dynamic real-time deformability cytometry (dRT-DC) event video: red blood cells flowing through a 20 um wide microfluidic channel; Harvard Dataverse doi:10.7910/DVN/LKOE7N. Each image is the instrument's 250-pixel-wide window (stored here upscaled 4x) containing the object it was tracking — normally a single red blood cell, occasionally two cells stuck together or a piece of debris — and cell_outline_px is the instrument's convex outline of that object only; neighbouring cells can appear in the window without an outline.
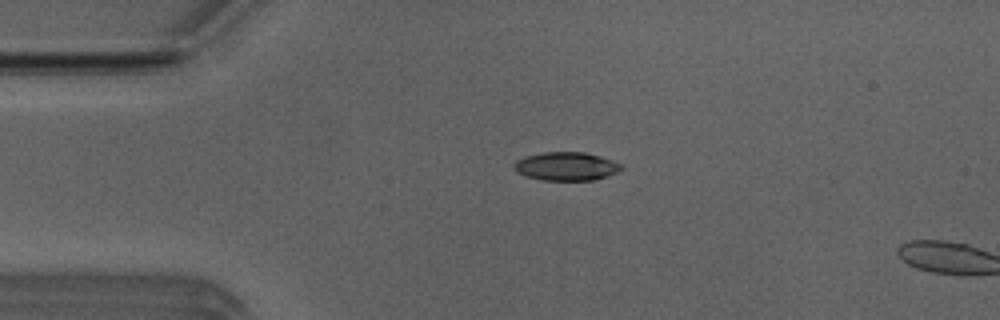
{"species": "Egyptian fruit bat (a non-hibernating species)", "species_latin": "Rousettus aegyptiacus", "temperature_condition": "room temperature", "stored_images_in_passage": 3, "camera_frame_rate_fps": 3000, "um_per_image_px": 0.085, "animal": {"sex": "male"}, "frame": {"image": 1, "passage_image": 1, "time_ms": 0.0, "image_size_px": [1000, 320], "cell_outline_px": [[624, 168], [616, 172], [592, 180], [540, 180], [524, 176], [516, 172], [512, 168], [512, 164], [516, 160], [524, 156], [544, 152], [584, 152], [600, 156], [624, 164]], "centroid_in_image_um": [48.08, 14.13], "position_along_channel_um": 36.9, "area_um2": 17.98}}